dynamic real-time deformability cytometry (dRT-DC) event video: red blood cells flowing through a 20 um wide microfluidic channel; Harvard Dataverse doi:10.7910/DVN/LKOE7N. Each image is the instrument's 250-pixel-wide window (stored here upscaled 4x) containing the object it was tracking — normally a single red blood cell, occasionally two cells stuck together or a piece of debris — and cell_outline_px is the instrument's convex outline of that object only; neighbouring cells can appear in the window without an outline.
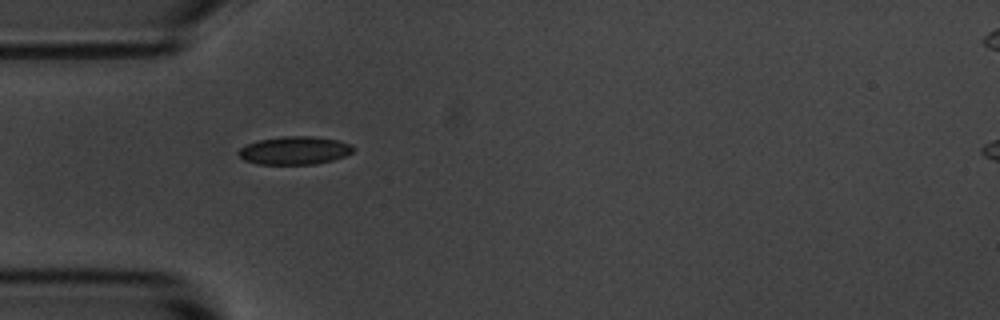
{"species": "common noctule bat (a hibernating species)", "species_latin": "Nyctalus noctula", "temperature_condition": "room temperature", "stored_images_in_passage": 3, "camera_frame_rate_fps": 3000, "um_per_image_px": 0.085, "animal": {"sex": "male", "body_mass_g": 20.1, "forearm_length_mm": 53.5}, "frame": {"image": 1, "passage_image": 1, "time_ms": 0.0, "image_size_px": [1000, 320], "cell_outline_px": [[356, 148], [352, 152], [344, 156], [332, 160], [316, 164], [256, 164], [244, 160], [236, 152], [240, 148], [248, 144], [260, 140], [280, 136], [312, 136], [336, 140], [352, 144]], "centroid_in_image_um": [25.04, 12.79], "position_along_channel_um": 60.0, "area_um2": 18.79}}
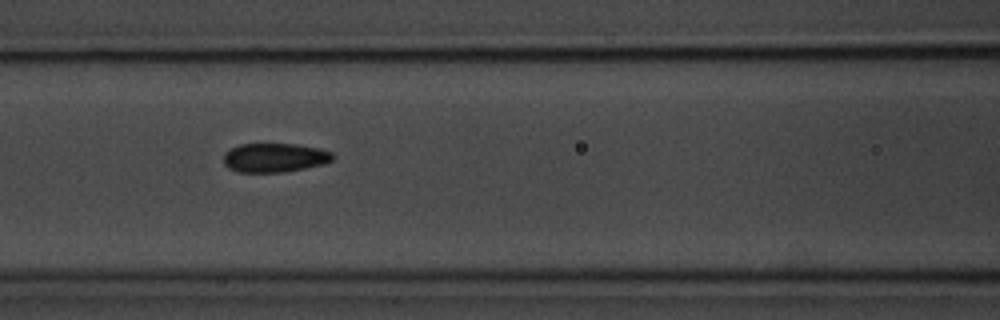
{"frame": {"image": 2, "passage_image": 3, "time_ms": 2.333, "image_size_px": [1000, 320], "cell_outline_px": [[332, 160], [324, 164], [284, 172], [236, 172], [228, 168], [224, 164], [224, 152], [228, 148], [240, 144], [292, 144], [320, 148], [332, 152]], "centroid_in_image_um": [23.29, 13.4], "position_along_channel_um": 143.3, "area_um2": 18.55}}